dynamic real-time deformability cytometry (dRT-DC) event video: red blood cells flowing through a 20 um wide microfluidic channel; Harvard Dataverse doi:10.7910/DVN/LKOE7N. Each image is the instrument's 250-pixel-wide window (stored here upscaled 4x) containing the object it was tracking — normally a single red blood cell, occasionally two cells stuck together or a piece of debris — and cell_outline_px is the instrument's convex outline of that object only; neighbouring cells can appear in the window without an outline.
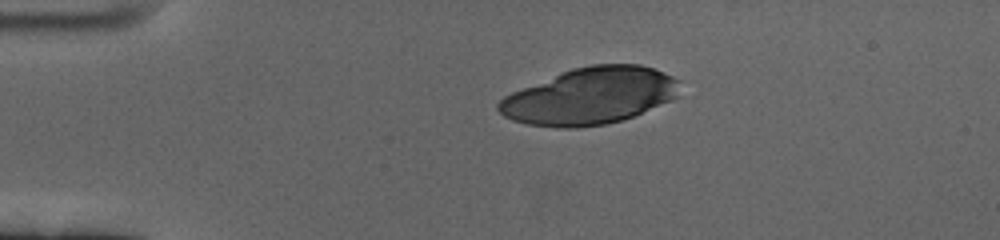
{"species": "human", "species_latin": "Homo sapiens", "temperature_condition": "cold", "stored_images_in_passage": 48, "camera_frame_rate_fps": 3000, "um_per_image_px": 0.085, "donor": {"sex": "female"}, "frame": {"image": 1, "passage_image": 1, "time_ms": 0.0, "image_size_px": [1000, 240], "cell_outline_px": [[680, 96], [672, 100], [632, 116], [620, 120], [604, 124], [576, 128], [560, 128], [528, 124], [512, 120], [504, 116], [496, 108], [496, 104], [504, 96], [512, 92], [572, 68], [592, 64], [640, 64], [664, 72], [680, 80]], "centroid_in_image_um": [50.18, 8.16], "position_along_channel_um": 34.8, "area_um2": 59.82}}